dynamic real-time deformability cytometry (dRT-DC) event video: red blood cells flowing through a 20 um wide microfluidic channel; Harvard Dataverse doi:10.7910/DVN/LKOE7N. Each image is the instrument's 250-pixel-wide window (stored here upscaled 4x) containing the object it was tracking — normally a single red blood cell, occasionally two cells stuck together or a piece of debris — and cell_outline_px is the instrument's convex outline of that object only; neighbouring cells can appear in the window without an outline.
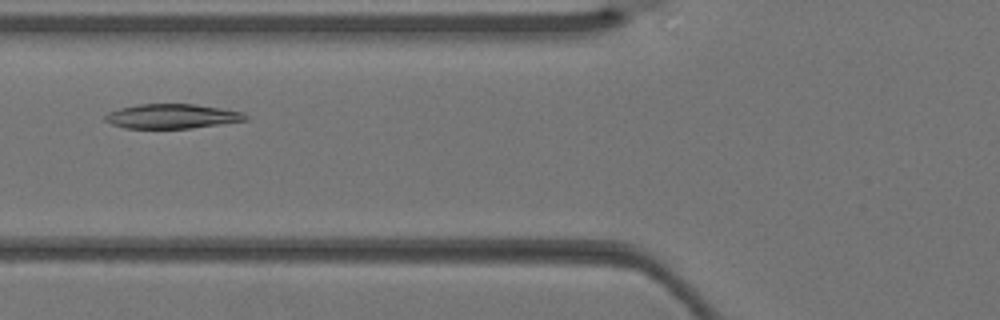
{"species": "Egyptian fruit bat (a non-hibernating species)", "species_latin": "Rousettus aegyptiacus", "temperature_condition": "warm", "stored_images_in_passage": 3, "camera_frame_rate_fps": 3000, "um_per_image_px": 0.085, "animal": {"sex": "female"}, "frame": {"image": 1, "passage_image": 3, "time_ms": 0.667, "image_size_px": [1000, 320], "cell_outline_px": [[248, 120], [220, 124], [188, 128], [124, 128], [112, 124], [104, 120], [104, 116], [108, 112], [120, 108], [136, 104], [196, 104], [244, 112], [248, 116]], "centroid_in_image_um": [14.62, 9.87], "position_along_channel_um": 111.2, "area_um2": 20.06}}